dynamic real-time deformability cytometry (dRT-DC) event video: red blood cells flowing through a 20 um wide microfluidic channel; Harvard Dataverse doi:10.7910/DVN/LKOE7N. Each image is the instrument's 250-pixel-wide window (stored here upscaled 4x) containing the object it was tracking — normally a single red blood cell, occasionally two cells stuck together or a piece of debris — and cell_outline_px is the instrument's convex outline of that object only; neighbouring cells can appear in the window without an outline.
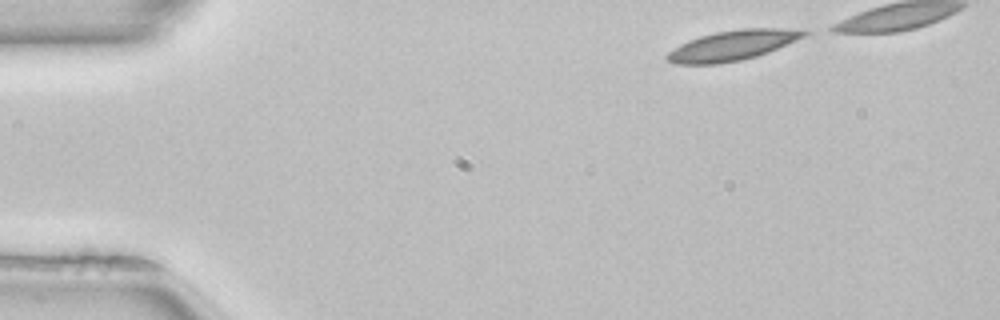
{"species": "common noctule bat (a hibernating species)", "species_latin": "Nyctalus noctula", "temperature_condition": "room temperature", "stored_images_in_passage": 8, "camera_frame_rate_fps": 3000, "um_per_image_px": 0.085, "animal": {"sex": "female", "body_mass_g": 22.7, "forearm_length_mm": 54.2}, "frame": {"image": 1, "passage_image": 1, "time_ms": 0.0, "image_size_px": [1000, 320], "cell_outline_px": [[812, 32], [804, 36], [768, 52], [756, 56], [740, 60], [716, 64], [676, 64], [664, 60], [664, 56], [668, 52], [680, 44], [688, 40], [700, 36], [716, 32], [744, 28], [804, 28]], "centroid_in_image_um": [62.27, 3.85], "position_along_channel_um": 22.7, "area_um2": 24.1}}